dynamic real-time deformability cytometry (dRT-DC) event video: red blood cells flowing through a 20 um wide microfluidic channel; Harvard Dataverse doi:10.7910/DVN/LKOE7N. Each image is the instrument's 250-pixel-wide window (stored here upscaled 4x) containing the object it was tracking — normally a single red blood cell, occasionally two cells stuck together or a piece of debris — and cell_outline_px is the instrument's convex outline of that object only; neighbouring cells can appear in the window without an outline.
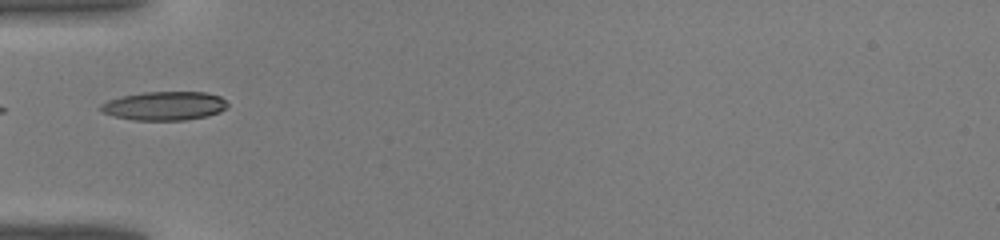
{"species": "common noctule bat (a hibernating species)", "species_latin": "Nyctalus noctula", "temperature_condition": "warm", "stored_images_in_passage": 14, "camera_frame_rate_fps": 3000, "um_per_image_px": 0.085, "animal": {"sex": "male", "body_mass_g": 19.0, "forearm_length_mm": 50.8}, "frame": {"image": 1, "passage_image": 1, "time_ms": 0.0, "image_size_px": [1000, 240], "cell_outline_px": [[228, 108], [220, 112], [208, 116], [184, 120], [132, 120], [116, 116], [104, 112], [100, 108], [100, 104], [108, 100], [124, 96], [144, 92], [204, 92], [220, 96], [228, 104]], "centroid_in_image_um": [14.03, 9.0], "position_along_channel_um": 71.0, "area_um2": 21.15}}
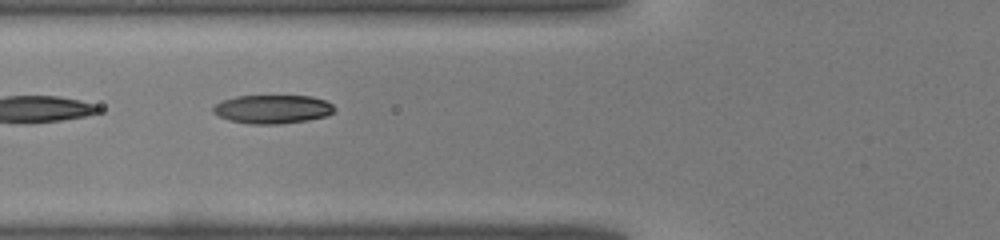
{"frame": {"image": 2, "passage_image": 3, "time_ms": 0.667, "image_size_px": [1000, 240], "cell_outline_px": [[336, 108], [332, 112], [324, 116], [308, 120], [280, 124], [248, 124], [228, 120], [212, 112], [212, 108], [216, 104], [224, 100], [236, 96], [312, 96], [324, 100], [332, 104]], "centroid_in_image_um": [23.15, 9.28], "position_along_channel_um": 102.6, "area_um2": 20.17}}